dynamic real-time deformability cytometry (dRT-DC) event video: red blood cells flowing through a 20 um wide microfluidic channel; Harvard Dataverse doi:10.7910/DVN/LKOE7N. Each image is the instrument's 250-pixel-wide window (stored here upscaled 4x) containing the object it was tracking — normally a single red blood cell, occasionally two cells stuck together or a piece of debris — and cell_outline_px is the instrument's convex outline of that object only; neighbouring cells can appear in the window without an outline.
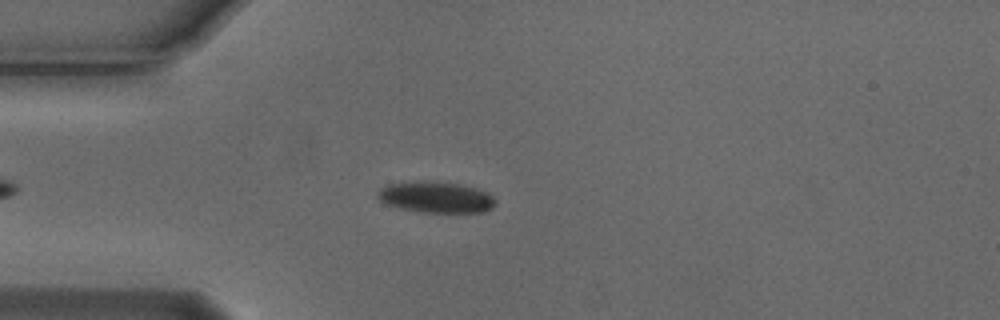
{"species": "Egyptian fruit bat (a non-hibernating species)", "species_latin": "Rousettus aegyptiacus", "temperature_condition": "cold", "stored_images_in_passage": 49, "camera_frame_rate_fps": 3000, "um_per_image_px": 0.085, "animal": {"sex": "male"}, "frame": {"image": 1, "passage_image": 9, "time_ms": 2.667, "image_size_px": [1000, 320], "cell_outline_px": [[496, 204], [492, 208], [484, 212], [424, 212], [400, 208], [388, 204], [380, 200], [376, 196], [376, 192], [380, 188], [388, 184], [420, 180], [424, 180], [460, 184], [476, 188], [488, 192], [496, 200]], "centroid_in_image_um": [37.06, 16.75], "position_along_channel_um": 47.9, "area_um2": 21.5}}
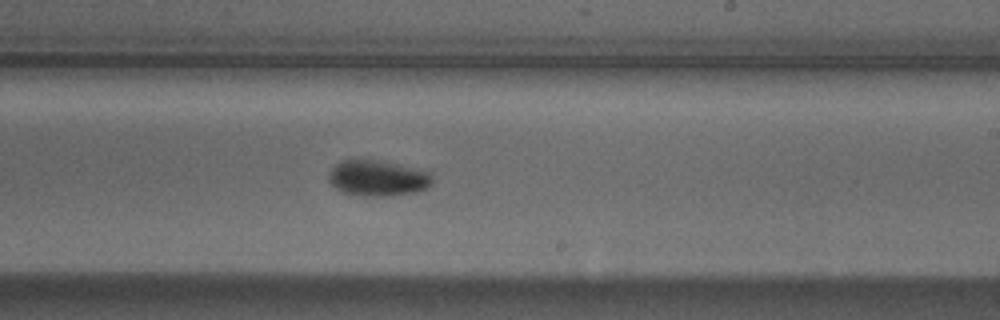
{"frame": {"image": 2, "passage_image": 27, "time_ms": 8.667, "image_size_px": [1000, 320], "cell_outline_px": [[432, 184], [428, 188], [416, 192], [388, 196], [364, 196], [344, 192], [336, 188], [328, 180], [328, 176], [332, 168], [340, 160], [376, 160], [396, 164], [428, 172], [432, 176]], "centroid_in_image_um": [32.1, 15.15], "position_along_channel_um": 256.9, "area_um2": 21.39}}
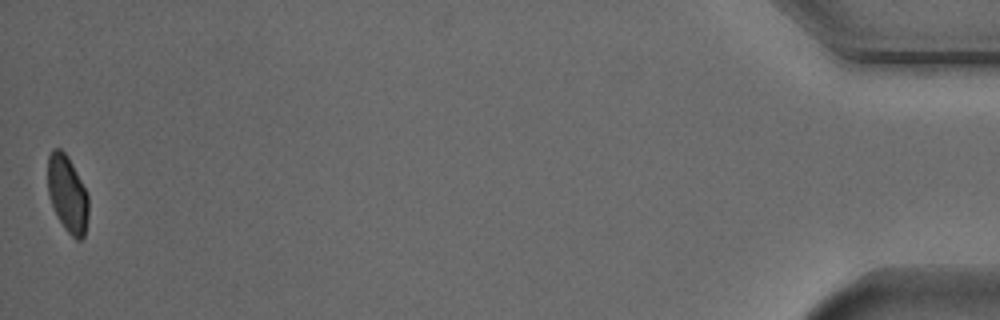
{"frame": {"image": 3, "passage_image": 49, "time_ms": 16.0, "image_size_px": [1000, 320], "cell_outline_px": [[88, 216], [84, 236], [80, 240], [76, 240], [64, 228], [52, 204], [48, 192], [48, 156], [52, 148], [60, 148], [68, 156], [88, 192]], "centroid_in_image_um": [5.75, 16.46], "position_along_channel_um": 429.5, "area_um2": 18.21}, "authors_computed_cell_mechanics": {"area_um2": 20.3456, "velocity_mm_per_s": 3.7208, "shape_relaxation_time_tau1_ms": 3.8758, "shape_relaxation_time_tau2_ms": null, "deformation_change_tau1": 0.108, "deformation_change_tau2": null}}